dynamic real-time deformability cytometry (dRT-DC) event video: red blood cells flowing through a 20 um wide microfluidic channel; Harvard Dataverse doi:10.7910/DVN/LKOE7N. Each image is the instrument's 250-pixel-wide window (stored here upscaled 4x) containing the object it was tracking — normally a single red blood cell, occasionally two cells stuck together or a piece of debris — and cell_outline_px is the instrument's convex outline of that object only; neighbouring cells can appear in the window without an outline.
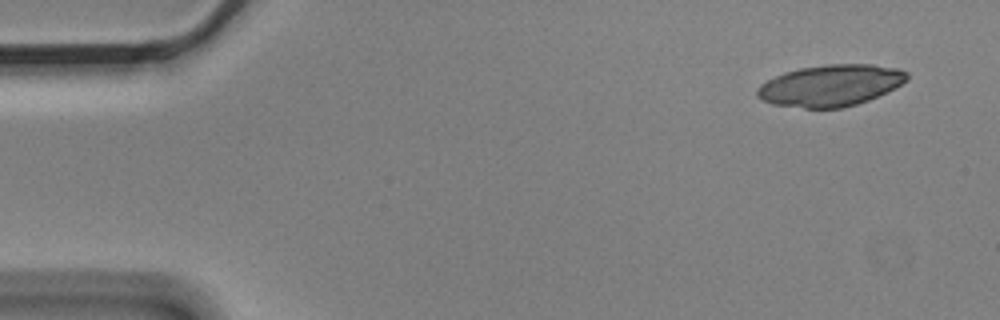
{"species": "Egyptian fruit bat (a non-hibernating species)", "species_latin": "Rousettus aegyptiacus", "temperature_condition": "cold", "stored_images_in_passage": 4, "segment_of_instrument_passage": [2, 2], "camera_frame_rate_fps": 3000, "um_per_image_px": 0.085, "animal": {"sex": "male"}, "frame": {"image": 1, "passage_image": 4, "time_ms": 1.0, "image_size_px": [1000, 320], "cell_outline_px": [[908, 80], [868, 100], [856, 104], [840, 108], [804, 108], [772, 104], [756, 96], [756, 88], [760, 84], [784, 72], [800, 68], [828, 64], [872, 64], [896, 68], [908, 72]], "centroid_in_image_um": [70.56, 7.26], "position_along_channel_um": 14.4, "area_um2": 35.95}}